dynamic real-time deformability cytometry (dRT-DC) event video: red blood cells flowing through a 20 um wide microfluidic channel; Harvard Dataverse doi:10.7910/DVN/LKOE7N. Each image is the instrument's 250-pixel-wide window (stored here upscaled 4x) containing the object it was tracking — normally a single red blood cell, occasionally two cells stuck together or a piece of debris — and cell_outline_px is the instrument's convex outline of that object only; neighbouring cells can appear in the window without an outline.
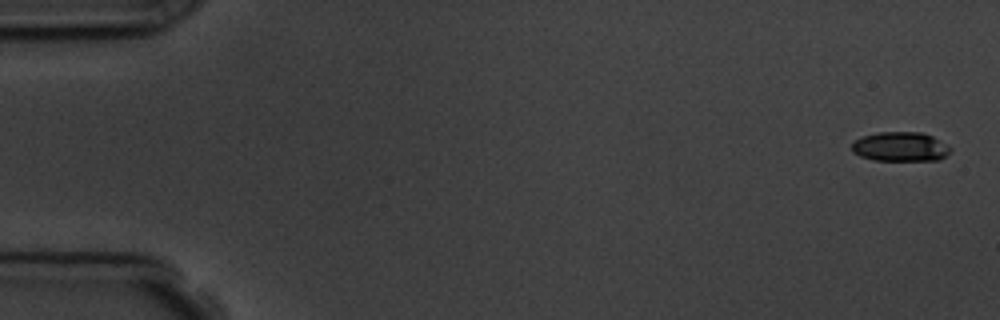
{"species": "common noctule bat (a hibernating species)", "species_latin": "Nyctalus noctula", "temperature_condition": "room temperature", "stored_images_in_passage": 15, "camera_frame_rate_fps": 3000, "um_per_image_px": 0.085, "animal": {"sex": "male", "body_mass_g": 19.5, "forearm_length_mm": 54.6}, "frame": {"image": 1, "passage_image": 1, "time_ms": 0.0, "image_size_px": [1000, 320], "cell_outline_px": [[952, 148], [940, 160], [876, 160], [860, 156], [852, 152], [852, 144], [856, 140], [864, 136], [876, 132], [920, 132], [932, 136]], "centroid_in_image_um": [76.52, 12.47], "position_along_channel_um": 8.5, "area_um2": 16.7}}
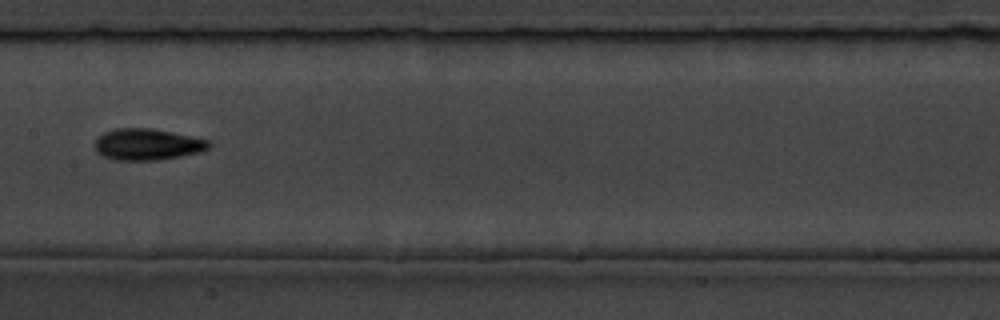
{"frame": {"image": 2, "passage_image": 8, "time_ms": 9.0, "image_size_px": [1000, 320], "cell_outline_px": [[212, 144], [208, 148], [200, 152], [180, 156], [156, 160], [116, 160], [104, 156], [96, 152], [96, 140], [104, 132], [116, 128], [152, 128], [172, 132], [208, 140]], "centroid_in_image_um": [12.53, 12.27], "position_along_channel_um": 194.9, "area_um2": 20.69}}
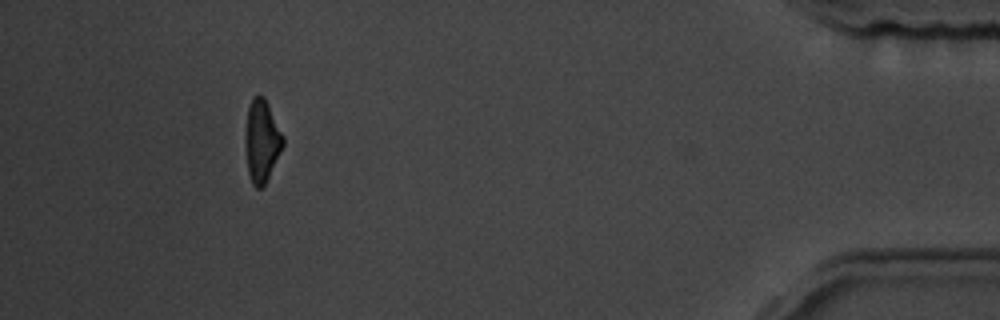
{"frame": {"image": 3, "passage_image": 14, "time_ms": 16.667, "image_size_px": [1000, 320], "cell_outline_px": [[284, 144], [264, 184], [260, 188], [256, 188], [252, 184], [248, 172], [244, 148], [244, 136], [248, 108], [252, 100], [256, 96], [264, 96], [284, 136]], "centroid_in_image_um": [22.22, 11.98], "position_along_channel_um": 413.0, "area_um2": 17.98}, "authors_computed_cell_mechanics": {"area_um2": 18.785, "velocity_mm_per_s": 3.6663, "shape_relaxation_time_tau1_ms": 2.9865, "shape_relaxation_time_tau2_ms": 2.5886, "deformation_change_tau1": 0.1003, "deformation_change_tau2": 0.0847}}